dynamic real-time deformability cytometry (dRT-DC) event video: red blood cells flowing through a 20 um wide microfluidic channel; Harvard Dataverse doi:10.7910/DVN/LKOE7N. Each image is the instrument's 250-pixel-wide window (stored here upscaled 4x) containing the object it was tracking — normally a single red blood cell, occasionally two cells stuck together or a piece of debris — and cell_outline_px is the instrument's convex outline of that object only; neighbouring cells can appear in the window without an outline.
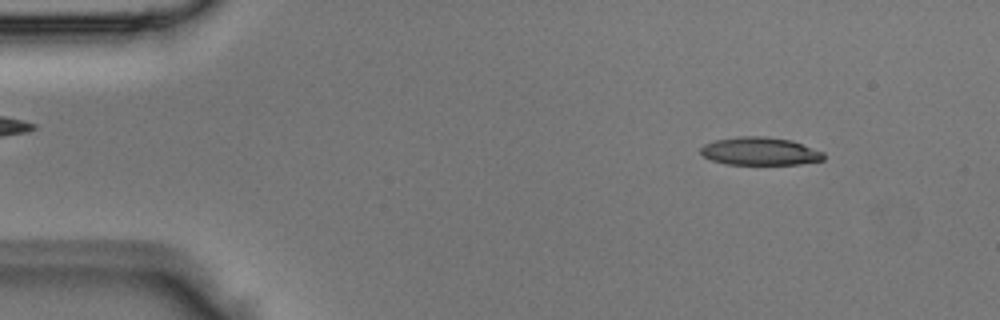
{"species": "Egyptian fruit bat (a non-hibernating species)", "species_latin": "Rousettus aegyptiacus", "temperature_condition": "room temperature", "stored_images_in_passage": 2, "camera_frame_rate_fps": 3000, "um_per_image_px": 0.085, "animal": {"sex": "male"}, "frame": {"image": 1, "passage_image": 1, "time_ms": 0.0, "image_size_px": [1000, 320], "cell_outline_px": [[824, 160], [800, 164], [724, 164], [712, 160], [704, 156], [700, 152], [700, 148], [704, 144], [716, 140], [740, 136], [764, 136], [792, 140], [824, 152]], "centroid_in_image_um": [64.61, 12.85], "position_along_channel_um": 20.4, "area_um2": 20.06}}